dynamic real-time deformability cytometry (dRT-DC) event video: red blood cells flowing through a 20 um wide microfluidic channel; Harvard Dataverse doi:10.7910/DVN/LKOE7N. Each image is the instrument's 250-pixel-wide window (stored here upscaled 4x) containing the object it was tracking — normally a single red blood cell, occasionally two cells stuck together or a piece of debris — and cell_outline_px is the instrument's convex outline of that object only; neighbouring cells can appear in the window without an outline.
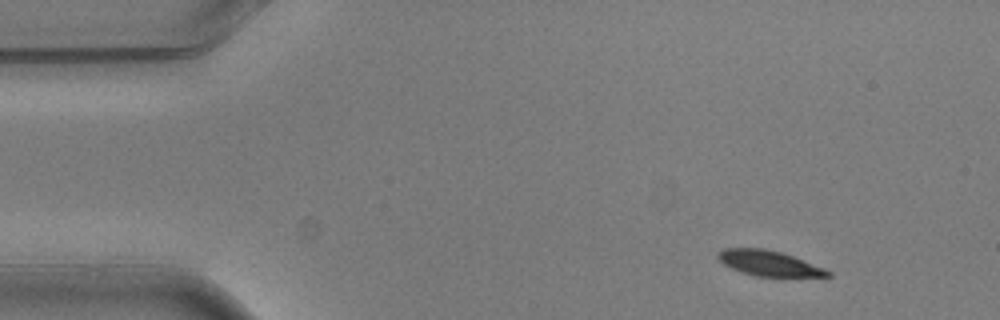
{"species": "common noctule bat (a hibernating species)", "species_latin": "Nyctalus noctula", "temperature_condition": "warm", "stored_images_in_passage": 8, "camera_frame_rate_fps": 3000, "um_per_image_px": 0.085, "animal": {"sex": "male", "body_mass_g": 20.5, "forearm_length_mm": 52.5}, "frame": {"image": 1, "passage_image": 1, "time_ms": 0.0, "image_size_px": [1000, 320], "cell_outline_px": [[832, 276], [752, 276], [732, 268], [724, 264], [716, 256], [716, 252], [724, 248], [764, 248], [780, 252], [792, 256], [824, 268], [832, 272]], "centroid_in_image_um": [65.32, 22.37], "position_along_channel_um": 19.7, "area_um2": 16.01}}
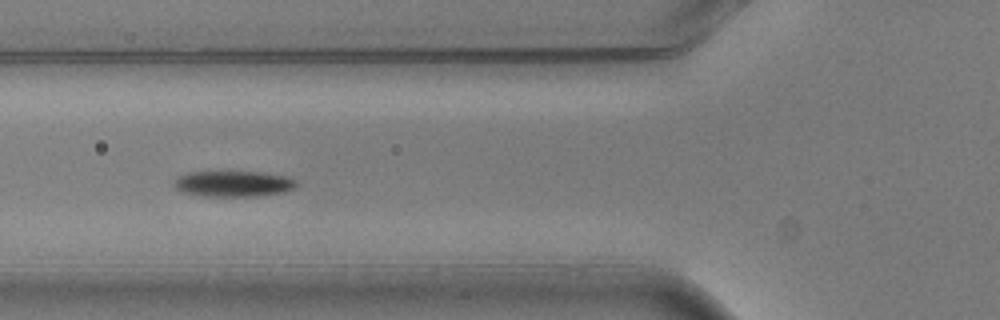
{"frame": {"image": 2, "passage_image": 5, "time_ms": 1.333, "image_size_px": [1000, 320], "cell_outline_px": [[300, 184], [284, 192], [256, 196], [204, 196], [180, 192], [172, 184], [172, 180], [176, 176], [188, 172], [256, 172], [284, 176], [296, 180]], "centroid_in_image_um": [19.76, 15.62], "position_along_channel_um": 106.0, "area_um2": 18.5}}
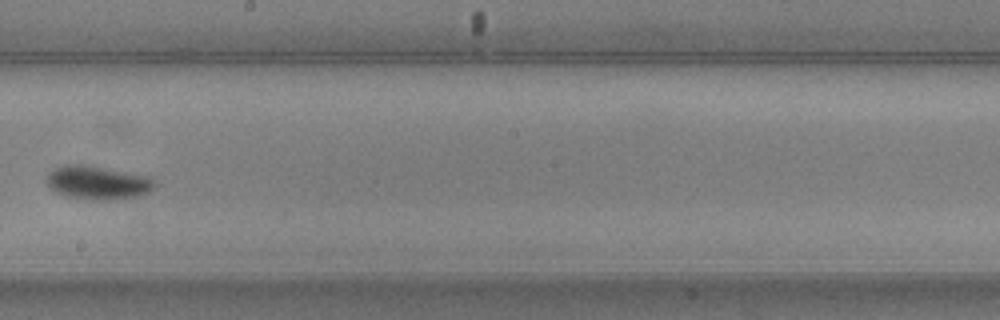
{"frame": {"image": 3, "passage_image": 8, "time_ms": 2.333, "image_size_px": [1000, 320], "cell_outline_px": [[156, 184], [148, 192], [136, 196], [100, 200], [68, 196], [56, 192], [44, 180], [48, 172], [52, 168], [64, 164], [88, 164], [144, 176], [152, 180]], "centroid_in_image_um": [8.2, 15.49], "position_along_channel_um": 240.0, "area_um2": 20.75}}